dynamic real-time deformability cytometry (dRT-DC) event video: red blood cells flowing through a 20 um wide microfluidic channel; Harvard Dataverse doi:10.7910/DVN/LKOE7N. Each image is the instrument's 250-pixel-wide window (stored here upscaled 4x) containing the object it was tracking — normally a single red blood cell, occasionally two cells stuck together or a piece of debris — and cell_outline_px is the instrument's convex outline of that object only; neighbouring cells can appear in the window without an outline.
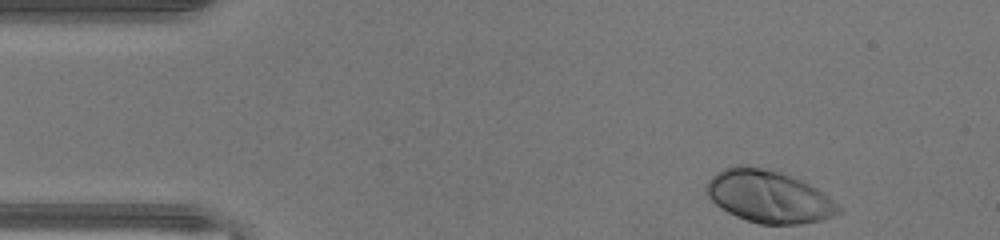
{"species": "human", "species_latin": "Homo sapiens", "temperature_condition": "warm", "stored_images_in_passage": 37, "camera_frame_rate_fps": 3000, "um_per_image_px": 0.085, "donor": {"sex": "male"}, "frame": {"image": 1, "passage_image": 1, "time_ms": 0.0, "image_size_px": [1000, 240], "cell_outline_px": [[844, 212], [820, 220], [800, 224], [760, 224], [736, 216], [728, 212], [716, 204], [708, 196], [708, 180], [716, 172], [724, 168], [736, 164], [740, 164], [760, 168], [776, 172], [800, 180], [816, 188], [828, 196], [844, 208]], "centroid_in_image_um": [65.37, 16.72], "position_along_channel_um": 19.6, "area_um2": 39.82}}
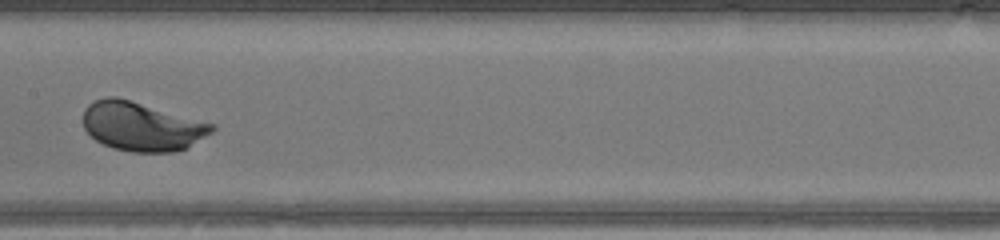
{"frame": {"image": 2, "passage_image": 19, "time_ms": 6.0, "image_size_px": [1000, 240], "cell_outline_px": [[216, 128], [212, 132], [184, 148], [172, 152], [132, 152], [112, 148], [96, 140], [84, 128], [84, 108], [88, 104], [96, 100], [108, 96], [116, 96], [216, 124]], "centroid_in_image_um": [12.04, 10.73], "position_along_channel_um": 195.4, "area_um2": 36.47}}
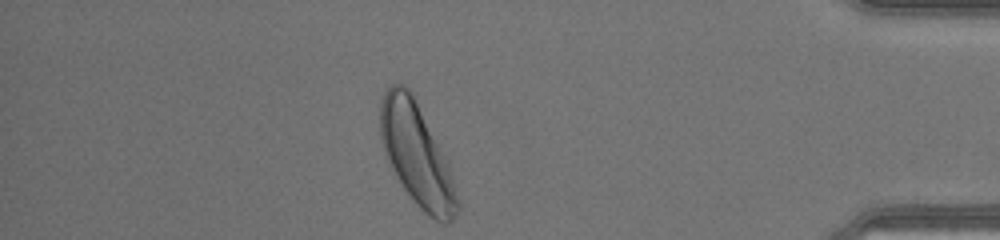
{"frame": {"image": 3, "passage_image": 36, "time_ms": 11.667, "image_size_px": [1000, 240], "cell_outline_px": [[460, 212], [448, 224], [444, 224], [428, 216], [416, 204], [396, 180], [384, 152], [380, 140], [380, 100], [384, 92], [392, 84], [400, 84], [408, 88], [448, 164], [460, 204]], "centroid_in_image_um": [35.39, 13.24], "position_along_channel_um": 399.8, "area_um2": 45.32}, "authors_computed_cell_mechanics": {"area_um2": 36.8186, "velocity_mm_per_s": 4.3926, "shape_relaxation_time_tau1_ms": 1.6377, "shape_relaxation_time_tau2_ms": null, "deformation_change_tau1": 0.1421, "deformation_change_tau2": null}}